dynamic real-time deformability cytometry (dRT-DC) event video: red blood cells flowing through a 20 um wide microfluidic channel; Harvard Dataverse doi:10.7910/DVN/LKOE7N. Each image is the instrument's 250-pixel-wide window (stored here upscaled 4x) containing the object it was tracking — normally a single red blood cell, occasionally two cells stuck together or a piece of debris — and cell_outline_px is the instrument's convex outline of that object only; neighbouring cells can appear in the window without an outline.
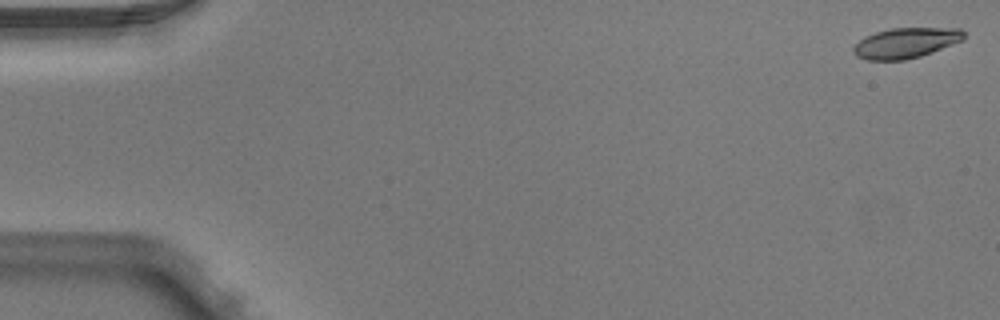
{"species": "Egyptian fruit bat (a non-hibernating species)", "species_latin": "Rousettus aegyptiacus", "temperature_condition": "warm", "stored_images_in_passage": 4, "camera_frame_rate_fps": 3000, "um_per_image_px": 0.085, "animal": {"sex": "male"}, "frame": {"image": 1, "passage_image": 1, "time_ms": 0.0, "image_size_px": [1000, 320], "cell_outline_px": [[964, 40], [932, 52], [920, 56], [904, 60], [868, 60], [856, 56], [852, 52], [852, 48], [864, 36], [876, 32], [892, 28], [960, 28], [964, 32]], "centroid_in_image_um": [76.98, 3.65], "position_along_channel_um": 8.0, "area_um2": 19.54}}